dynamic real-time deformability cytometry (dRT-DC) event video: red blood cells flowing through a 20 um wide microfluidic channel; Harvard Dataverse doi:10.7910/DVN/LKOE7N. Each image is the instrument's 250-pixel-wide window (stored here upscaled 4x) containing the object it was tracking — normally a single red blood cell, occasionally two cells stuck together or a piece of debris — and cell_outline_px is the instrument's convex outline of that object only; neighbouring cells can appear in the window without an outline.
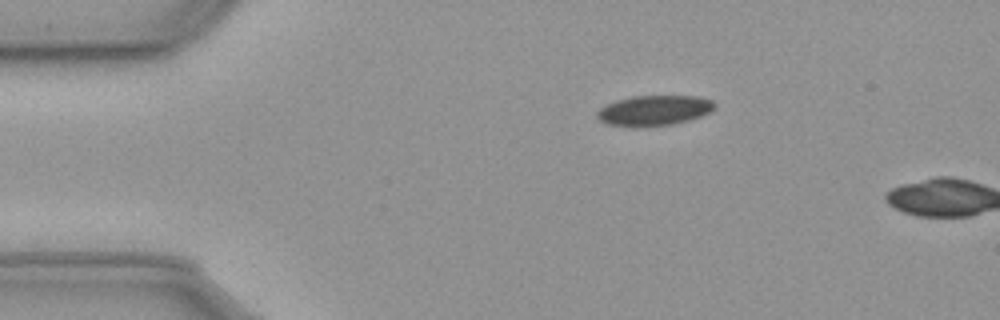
{"species": "common noctule bat (a hibernating species)", "species_latin": "Nyctalus noctula", "temperature_condition": "cold", "stored_images_in_passage": 3, "camera_frame_rate_fps": 3000, "um_per_image_px": 0.085, "animal": {"sex": "male", "body_mass_g": 23.1, "forearm_length_mm": 52.7}, "frame": {"image": 1, "passage_image": 1, "time_ms": 0.0, "image_size_px": [1000, 320], "cell_outline_px": [[716, 108], [700, 116], [688, 120], [672, 124], [640, 128], [632, 128], [604, 124], [596, 116], [596, 112], [600, 108], [616, 100], [632, 96], [696, 96], [712, 100], [716, 104]], "centroid_in_image_um": [55.55, 9.41], "position_along_channel_um": 29.4, "area_um2": 21.04}}